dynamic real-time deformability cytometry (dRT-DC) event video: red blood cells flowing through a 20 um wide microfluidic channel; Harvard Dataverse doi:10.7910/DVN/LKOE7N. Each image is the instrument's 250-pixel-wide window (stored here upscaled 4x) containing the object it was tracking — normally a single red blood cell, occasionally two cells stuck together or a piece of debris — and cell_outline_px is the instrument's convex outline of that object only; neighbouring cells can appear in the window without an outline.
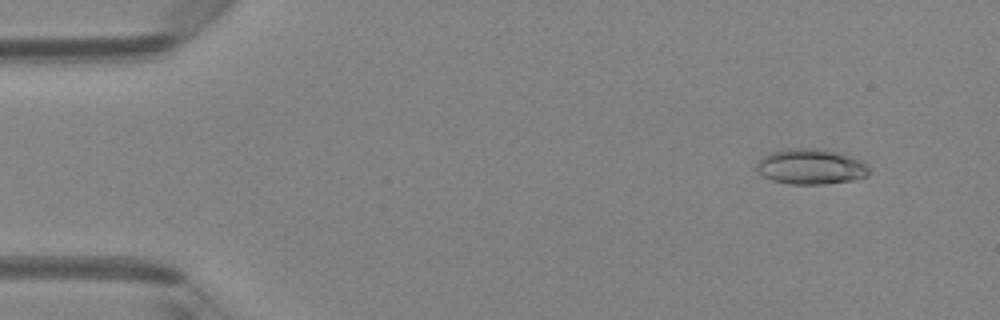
{"species": "Egyptian fruit bat (a non-hibernating species)", "species_latin": "Rousettus aegyptiacus", "temperature_condition": "room temperature", "stored_images_in_passage": 49, "camera_frame_rate_fps": 3000, "um_per_image_px": 0.085, "animal": {"sex": "female"}, "frame": {"image": 1, "passage_image": 5, "time_ms": 1.333, "image_size_px": [1000, 320], "cell_outline_px": [[868, 176], [852, 180], [824, 184], [788, 184], [772, 180], [764, 176], [756, 168], [756, 164], [768, 152], [788, 148], [824, 148], [840, 152], [864, 160], [868, 164]], "centroid_in_image_um": [68.96, 14.14], "position_along_channel_um": 16.0, "area_um2": 23.58}}
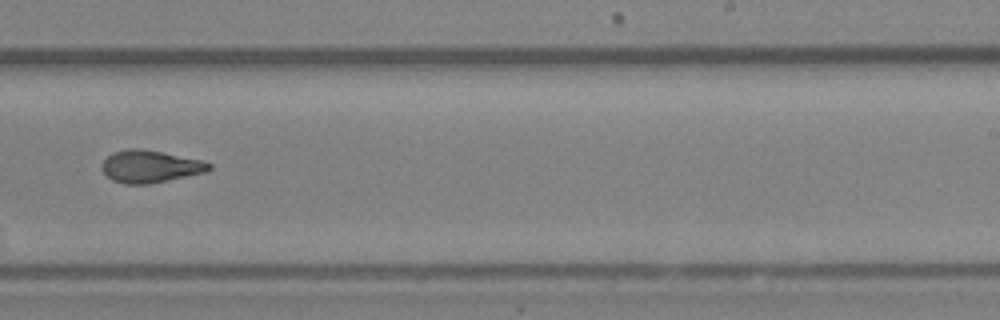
{"frame": {"image": 2, "passage_image": 31, "time_ms": 10.0, "image_size_px": [1000, 320], "cell_outline_px": [[212, 168], [208, 172], [148, 184], [124, 184], [112, 180], [100, 168], [100, 164], [112, 152], [128, 148], [140, 148], [204, 160], [212, 164]], "centroid_in_image_um": [12.77, 14.14], "position_along_channel_um": 276.2, "area_um2": 20.4}}
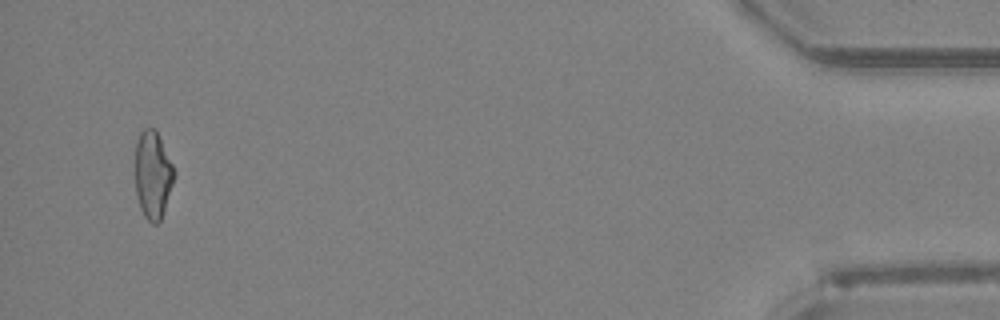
{"frame": {"image": 3, "passage_image": 47, "time_ms": 15.333, "image_size_px": [1000, 320], "cell_outline_px": [[176, 172], [160, 220], [156, 224], [152, 224], [144, 216], [140, 208], [136, 196], [132, 172], [136, 140], [140, 132], [144, 128], [152, 128], [156, 132]], "centroid_in_image_um": [12.91, 14.86], "position_along_channel_um": 422.3, "area_um2": 20.23}, "authors_computed_cell_mechanics": {"area_um2": 20.6346, "velocity_mm_per_s": 4.2226, "shape_relaxation_time_tau1_ms": 8.029, "shape_relaxation_time_tau2_ms": 2.9423, "deformation_change_tau1": 0.2219, "deformation_change_tau2": 0.1024}}